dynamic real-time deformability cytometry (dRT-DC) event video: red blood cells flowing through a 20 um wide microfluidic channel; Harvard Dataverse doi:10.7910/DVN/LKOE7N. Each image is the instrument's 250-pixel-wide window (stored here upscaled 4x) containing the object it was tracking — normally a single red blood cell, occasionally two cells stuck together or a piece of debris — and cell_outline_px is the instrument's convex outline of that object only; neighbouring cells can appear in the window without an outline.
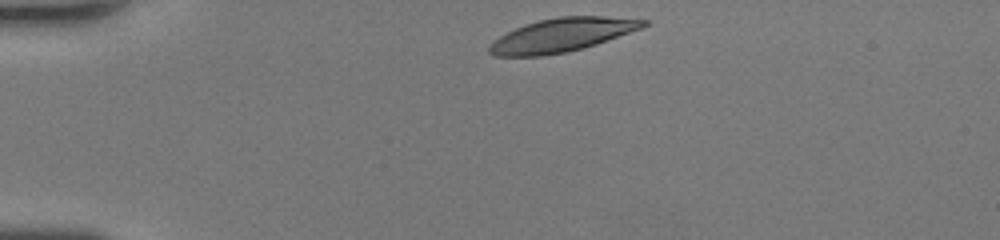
{"species": "human", "species_latin": "Homo sapiens", "temperature_condition": "room temperature", "stored_images_in_passage": 31, "camera_frame_rate_fps": 3000, "um_per_image_px": 0.085, "donor": {"sex": "female"}, "frame": {"image": 1, "passage_image": 1, "time_ms": 0.0, "image_size_px": [1000, 240], "cell_outline_px": [[648, 24], [640, 28], [596, 44], [564, 52], [540, 56], [492, 56], [488, 52], [488, 48], [500, 36], [524, 24], [540, 20], [560, 16], [604, 16], [648, 20]], "centroid_in_image_um": [47.74, 2.97], "position_along_channel_um": 37.3, "area_um2": 29.59}}
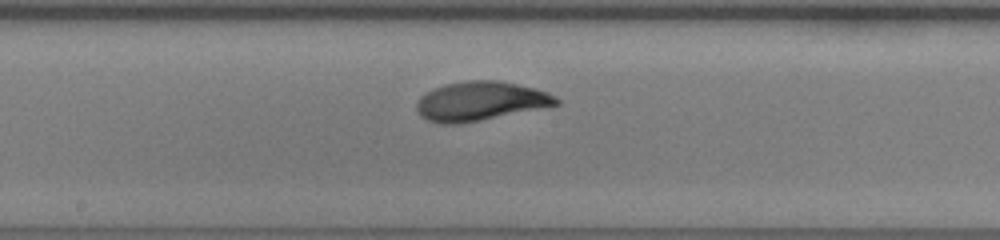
{"frame": {"image": 2, "passage_image": 17, "time_ms": 5.333, "image_size_px": [1000, 240], "cell_outline_px": [[560, 104], [480, 120], [456, 124], [440, 124], [428, 120], [420, 116], [416, 108], [416, 104], [420, 96], [432, 88], [444, 84], [464, 80], [496, 80], [516, 84], [548, 92], [556, 96], [560, 100]], "centroid_in_image_um": [40.78, 8.59], "position_along_channel_um": 207.4, "area_um2": 31.73}}
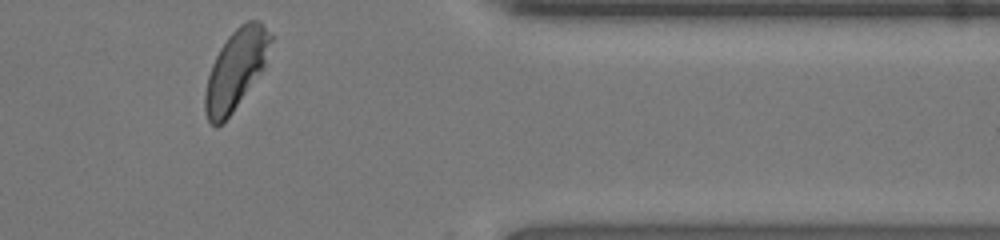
{"frame": {"image": 3, "passage_image": 31, "time_ms": 10.0, "image_size_px": [1000, 240], "cell_outline_px": [[276, 36], [264, 68], [232, 112], [216, 128], [208, 120], [204, 112], [204, 92], [208, 76], [212, 64], [220, 48], [228, 36], [240, 24], [248, 20], [260, 20]], "centroid_in_image_um": [20.09, 5.85], "position_along_channel_um": 391.3, "area_um2": 30.75}, "authors_computed_cell_mechanics": {"area_um2": 30.923, "velocity_mm_per_s": 4.2814, "shape_relaxation_time_tau1_ms": 2.773, "shape_relaxation_time_tau2_ms": 0.7973, "deformation_change_tau1": 0.1797, "deformation_change_tau2": 0.0522}}